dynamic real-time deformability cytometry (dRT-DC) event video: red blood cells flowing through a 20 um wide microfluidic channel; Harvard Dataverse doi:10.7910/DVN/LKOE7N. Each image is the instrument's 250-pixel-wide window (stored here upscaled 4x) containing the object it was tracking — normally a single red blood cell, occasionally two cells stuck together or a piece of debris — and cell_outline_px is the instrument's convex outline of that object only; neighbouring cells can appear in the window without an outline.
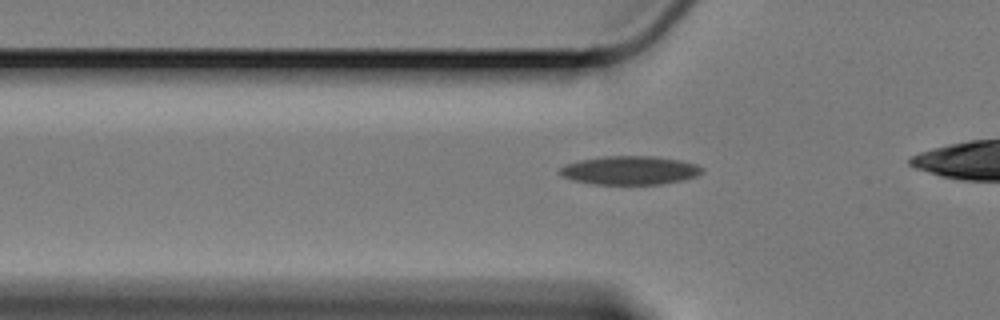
{"species": "Egyptian fruit bat (a non-hibernating species)", "species_latin": "Rousettus aegyptiacus", "temperature_condition": "cold", "stored_images_in_passage": 41, "camera_frame_rate_fps": 3000, "um_per_image_px": 0.085, "animal": {"sex": "female"}, "frame": {"image": 1, "passage_image": 9, "time_ms": 2.667, "image_size_px": [1000, 320], "cell_outline_px": [[704, 172], [696, 176], [680, 180], [660, 184], [596, 184], [572, 180], [560, 176], [556, 172], [560, 168], [568, 164], [580, 160], [604, 156], [652, 156], [680, 160], [696, 164], [704, 168]], "centroid_in_image_um": [53.52, 14.47], "position_along_channel_um": 72.3, "area_um2": 23.7}}
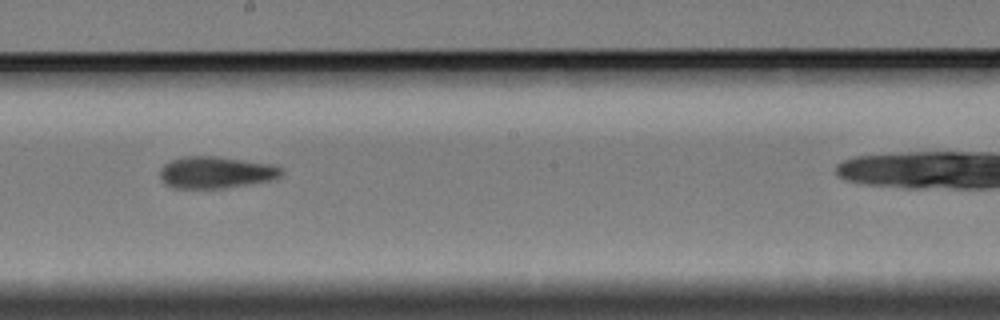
{"frame": {"image": 2, "passage_image": 23, "time_ms": 7.333, "image_size_px": [1000, 320], "cell_outline_px": [[284, 172], [280, 176], [268, 180], [248, 184], [224, 188], [176, 188], [164, 184], [160, 176], [160, 168], [168, 160], [184, 156], [216, 156], [272, 164], [280, 168]], "centroid_in_image_um": [18.29, 14.64], "position_along_channel_um": 229.9, "area_um2": 22.48}}
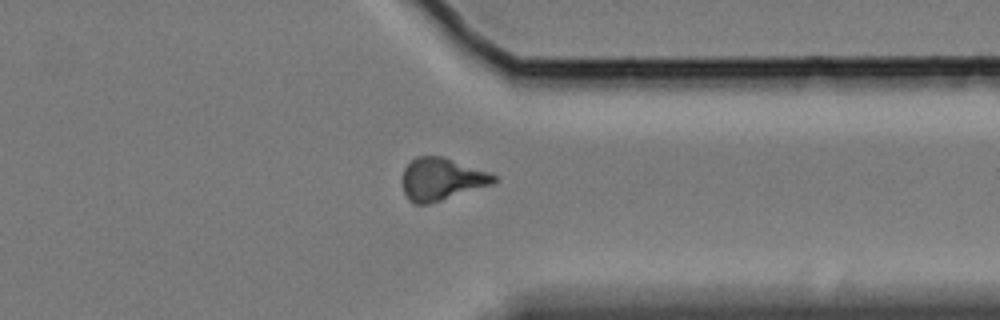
{"frame": {"image": 3, "passage_image": 36, "time_ms": 11.667, "image_size_px": [1000, 320], "cell_outline_px": [[496, 180], [492, 184], [428, 204], [412, 204], [408, 200], [404, 192], [400, 180], [404, 168], [416, 156], [440, 156], [488, 172], [496, 176]], "centroid_in_image_um": [37.45, 15.24], "position_along_channel_um": 373.9, "area_um2": 22.37}}